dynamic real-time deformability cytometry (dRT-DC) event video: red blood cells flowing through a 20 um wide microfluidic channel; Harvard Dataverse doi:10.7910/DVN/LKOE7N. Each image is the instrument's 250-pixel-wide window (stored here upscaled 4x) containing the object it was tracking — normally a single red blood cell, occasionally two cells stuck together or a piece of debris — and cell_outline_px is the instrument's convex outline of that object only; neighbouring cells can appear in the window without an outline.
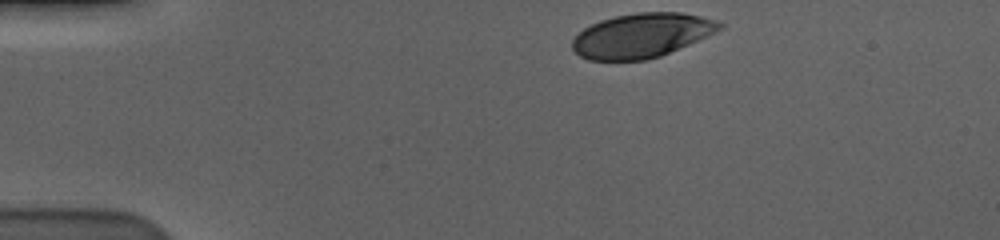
{"species": "human", "species_latin": "Homo sapiens", "temperature_condition": "cold", "stored_images_in_passage": 38, "camera_frame_rate_fps": 3000, "um_per_image_px": 0.085, "donor": {"sex": "male"}, "frame": {"image": 1, "passage_image": 1, "time_ms": 0.0, "image_size_px": [1000, 240], "cell_outline_px": [[724, 28], [708, 36], [660, 56], [644, 60], [588, 60], [580, 56], [572, 48], [572, 40], [584, 28], [600, 20], [616, 16], [636, 12], [680, 12], [700, 16], [716, 20], [724, 24]], "centroid_in_image_um": [54.56, 3.01], "position_along_channel_um": 30.4, "area_um2": 37.97}}
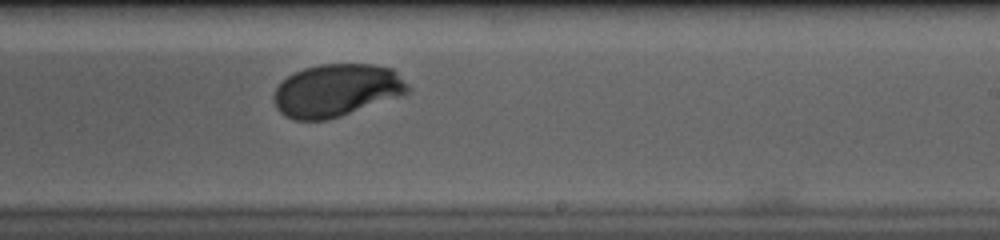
{"frame": {"image": 2, "passage_image": 26, "time_ms": 8.333, "image_size_px": [1000, 240], "cell_outline_px": [[408, 92], [340, 116], [328, 120], [296, 120], [284, 116], [276, 108], [272, 96], [276, 88], [292, 72], [304, 68], [320, 64], [372, 64], [392, 68], [408, 84]], "centroid_in_image_um": [28.54, 7.67], "position_along_channel_um": 260.5, "area_um2": 40.75}}
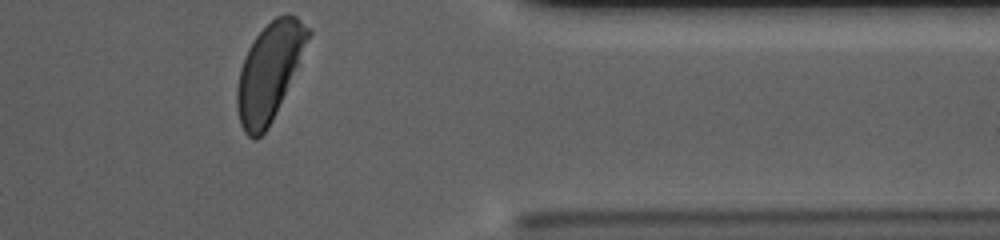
{"frame": {"image": 3, "passage_image": 38, "time_ms": 12.333, "image_size_px": [1000, 240], "cell_outline_px": [[312, 32], [272, 120], [268, 128], [256, 140], [252, 140], [244, 132], [240, 124], [236, 108], [236, 88], [240, 68], [248, 48], [256, 36], [276, 16], [288, 12], [296, 16]], "centroid_in_image_um": [22.85, 6.11], "position_along_channel_um": 388.6, "area_um2": 39.54}, "authors_computed_cell_mechanics": {"area_um2": 40.9802, "velocity_mm_per_s": 3.5577, "shape_relaxation_time_tau1_ms": 2.6029, "shape_relaxation_time_tau2_ms": null, "deformation_change_tau1": 0.1327, "deformation_change_tau2": null}}